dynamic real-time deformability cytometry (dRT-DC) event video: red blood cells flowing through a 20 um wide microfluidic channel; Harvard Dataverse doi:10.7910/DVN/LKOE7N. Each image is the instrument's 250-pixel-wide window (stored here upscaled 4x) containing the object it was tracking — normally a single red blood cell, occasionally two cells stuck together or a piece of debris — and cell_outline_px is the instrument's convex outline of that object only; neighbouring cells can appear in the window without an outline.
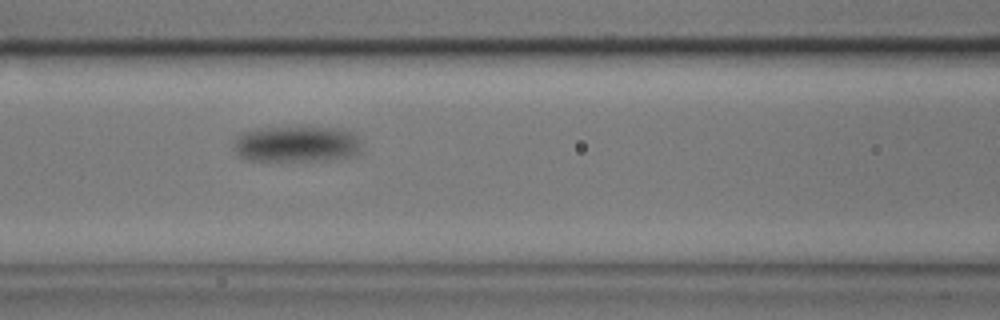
{"species": "common noctule bat (a hibernating species)", "species_latin": "Nyctalus noctula", "temperature_condition": "cold", "stored_images_in_passage": 6, "camera_frame_rate_fps": 3000, "um_per_image_px": 0.085, "animal": {"sex": "male", "body_mass_g": 17.9}, "frame": {"image": 1, "passage_image": 4, "time_ms": 1.0, "image_size_px": [1000, 320], "cell_outline_px": [[360, 152], [356, 156], [328, 160], [244, 160], [236, 156], [232, 148], [236, 136], [244, 132], [260, 128], [308, 124], [336, 128], [352, 132], [356, 136]], "centroid_in_image_um": [25.16, 12.21], "position_along_channel_um": 141.4, "area_um2": 27.92}}